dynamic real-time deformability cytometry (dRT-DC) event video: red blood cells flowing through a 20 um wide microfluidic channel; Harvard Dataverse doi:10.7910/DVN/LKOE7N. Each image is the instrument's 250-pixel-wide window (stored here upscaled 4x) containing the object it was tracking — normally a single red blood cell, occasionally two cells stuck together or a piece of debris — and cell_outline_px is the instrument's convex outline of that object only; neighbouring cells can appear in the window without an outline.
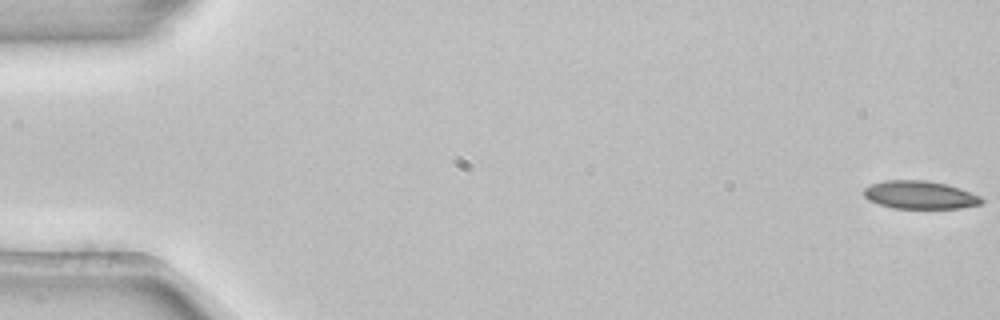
{"species": "common noctule bat (a hibernating species)", "species_latin": "Nyctalus noctula", "temperature_condition": "room temperature", "stored_images_in_passage": 54, "camera_frame_rate_fps": 3000, "um_per_image_px": 0.085, "animal": {"sex": "female", "body_mass_g": 22.7, "forearm_length_mm": 54.2}, "frame": {"image": 1, "passage_image": 1, "time_ms": 0.0, "image_size_px": [1000, 320], "cell_outline_px": [[984, 200], [980, 204], [960, 208], [892, 208], [868, 200], [864, 196], [864, 188], [872, 184], [884, 180], [924, 180], [948, 184], [960, 188], [980, 196]], "centroid_in_image_um": [78.19, 16.56], "position_along_channel_um": 6.8, "area_um2": 19.19}}
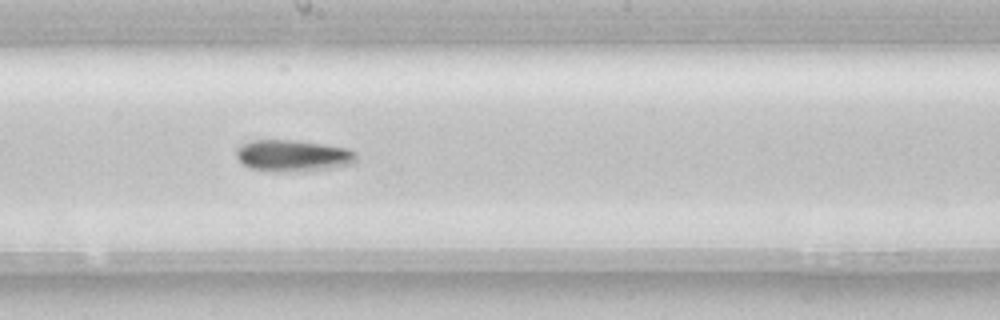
{"frame": {"image": 2, "passage_image": 30, "time_ms": 9.667, "image_size_px": [1000, 320], "cell_outline_px": [[356, 160], [352, 164], [304, 172], [276, 172], [252, 168], [244, 164], [236, 156], [236, 148], [240, 144], [248, 140], [296, 140], [324, 144], [348, 148], [356, 152]], "centroid_in_image_um": [24.89, 13.23], "position_along_channel_um": 223.3, "area_um2": 22.37}}
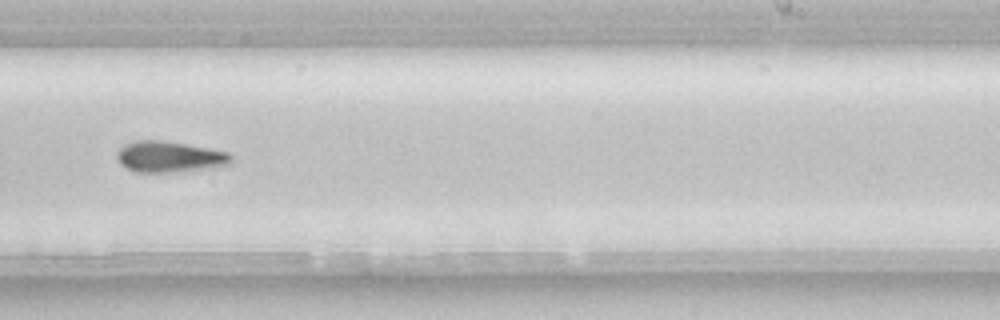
{"frame": {"image": 3, "passage_image": 34, "time_ms": 11.0, "image_size_px": [1000, 320], "cell_outline_px": [[232, 164], [176, 172], [136, 172], [120, 164], [116, 156], [116, 152], [124, 144], [132, 140], [160, 140], [208, 148], [228, 152], [232, 156]], "centroid_in_image_um": [14.36, 13.32], "position_along_channel_um": 274.6, "area_um2": 20.58}, "authors_computed_cell_mechanics": {"area_um2": 20.2878, "velocity_mm_per_s": 3.8672, "shape_relaxation_time_tau1_ms": 5.78, "shape_relaxation_time_tau2_ms": null, "deformation_change_tau1": 0.118, "deformation_change_tau2": null}}